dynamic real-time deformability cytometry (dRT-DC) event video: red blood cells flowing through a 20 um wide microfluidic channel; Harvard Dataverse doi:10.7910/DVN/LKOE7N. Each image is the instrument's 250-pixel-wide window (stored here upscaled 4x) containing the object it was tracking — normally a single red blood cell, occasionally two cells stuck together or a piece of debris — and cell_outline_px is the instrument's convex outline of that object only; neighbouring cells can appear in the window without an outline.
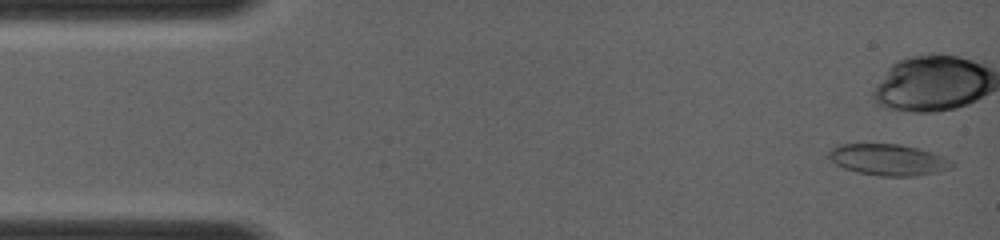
{"species": "common noctule bat (a hibernating species)", "species_latin": "Nyctalus noctula", "temperature_condition": "room temperature", "stored_images_in_passage": 3, "camera_frame_rate_fps": 4000, "um_per_image_px": 0.085, "animal": {"sex": "female", "body_mass_g": 19.0, "forearm_length_mm": 56.7}, "frame": {"image": 1, "passage_image": 1, "time_ms": 0.0, "image_size_px": [1000, 240], "cell_outline_px": [[952, 168], [936, 172], [916, 176], [880, 176], [856, 172], [844, 168], [836, 164], [828, 156], [828, 152], [832, 148], [840, 144], [900, 144], [932, 152], [944, 156], [952, 160]], "centroid_in_image_um": [75.51, 13.58], "position_along_channel_um": 9.5, "area_um2": 22.43}}